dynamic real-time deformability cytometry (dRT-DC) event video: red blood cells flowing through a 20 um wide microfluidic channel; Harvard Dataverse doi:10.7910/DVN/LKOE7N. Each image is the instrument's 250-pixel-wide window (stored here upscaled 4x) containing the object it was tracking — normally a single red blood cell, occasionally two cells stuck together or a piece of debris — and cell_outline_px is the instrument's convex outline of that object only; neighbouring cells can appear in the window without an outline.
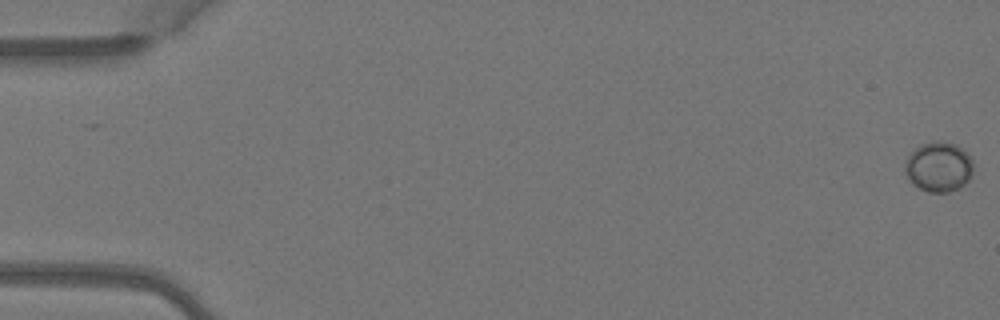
{"species": "Egyptian fruit bat (a non-hibernating species)", "species_latin": "Rousettus aegyptiacus", "temperature_condition": "warm", "stored_images_in_passage": 5, "camera_frame_rate_fps": 3000, "um_per_image_px": 0.085, "animal": {"sex": "female"}, "frame": {"image": 1, "passage_image": 1, "time_ms": 0.0, "image_size_px": [1000, 320], "cell_outline_px": [[972, 176], [964, 184], [948, 192], [928, 192], [912, 184], [908, 180], [904, 172], [904, 160], [920, 144], [956, 144], [964, 148], [972, 156]], "centroid_in_image_um": [79.78, 14.21], "position_along_channel_um": 5.2, "area_um2": 19.71}}
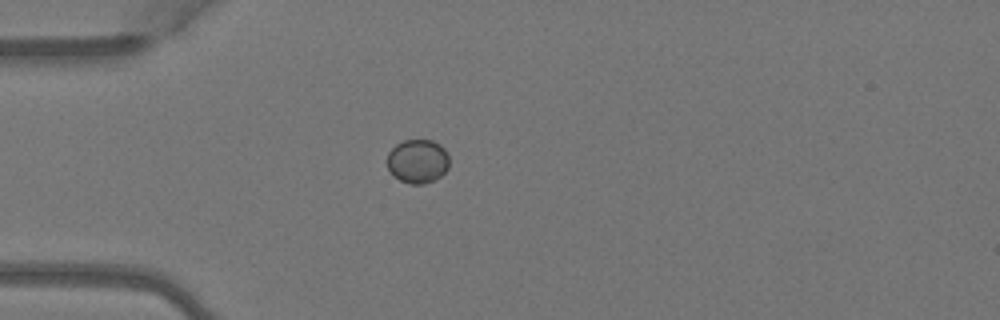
{"frame": {"image": 2, "passage_image": 5, "time_ms": 1.333, "image_size_px": [1000, 320], "cell_outline_px": [[448, 168], [436, 180], [424, 184], [408, 184], [400, 180], [388, 168], [388, 152], [396, 144], [404, 140], [432, 140], [440, 144], [444, 148], [448, 156]], "centroid_in_image_um": [35.52, 13.7], "position_along_channel_um": 49.5, "area_um2": 15.84}}